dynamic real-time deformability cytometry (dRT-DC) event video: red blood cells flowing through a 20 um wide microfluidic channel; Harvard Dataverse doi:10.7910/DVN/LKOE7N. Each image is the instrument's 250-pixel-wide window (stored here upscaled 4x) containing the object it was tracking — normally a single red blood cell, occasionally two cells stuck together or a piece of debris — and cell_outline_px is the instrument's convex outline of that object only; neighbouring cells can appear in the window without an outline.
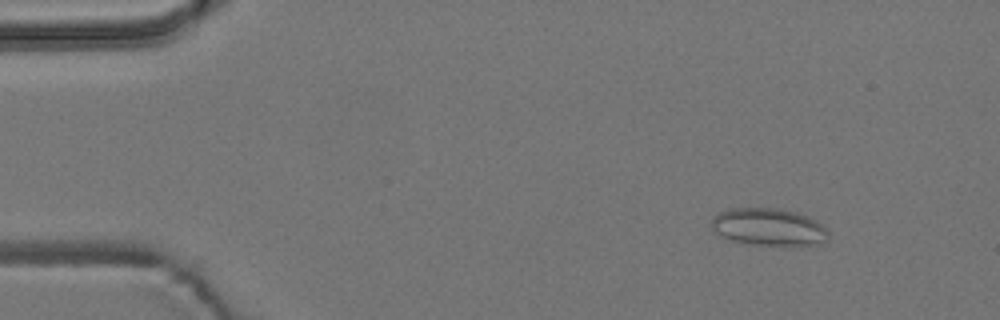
{"species": "common noctule bat (a hibernating species)", "species_latin": "Nyctalus noctula", "temperature_condition": "room temperature", "stored_images_in_passage": 6, "camera_frame_rate_fps": 3000, "um_per_image_px": 0.085, "animal": {"sex": "male", "body_mass_g": 19.2, "forearm_length_mm": 51.8}, "frame": {"image": 1, "passage_image": 2, "time_ms": 0.333, "image_size_px": [1000, 320], "cell_outline_px": [[828, 232], [824, 244], [752, 244], [732, 240], [720, 236], [712, 232], [712, 220], [720, 212], [728, 208], [776, 208], [796, 212], [808, 216], [816, 220]], "centroid_in_image_um": [65.3, 19.28], "position_along_channel_um": 19.7, "area_um2": 25.09}}
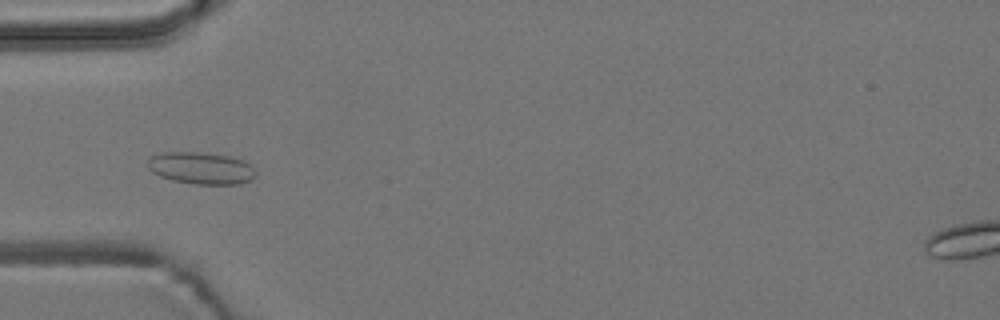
{"frame": {"image": 2, "passage_image": 6, "time_ms": 1.667, "image_size_px": [1000, 320], "cell_outline_px": [[256, 176], [252, 180], [240, 184], [196, 184], [172, 180], [160, 176], [152, 172], [148, 168], [148, 156], [164, 152], [196, 152], [228, 156], [244, 160], [256, 172]], "centroid_in_image_um": [17.08, 14.29], "position_along_channel_um": 67.9, "area_um2": 20.17}}